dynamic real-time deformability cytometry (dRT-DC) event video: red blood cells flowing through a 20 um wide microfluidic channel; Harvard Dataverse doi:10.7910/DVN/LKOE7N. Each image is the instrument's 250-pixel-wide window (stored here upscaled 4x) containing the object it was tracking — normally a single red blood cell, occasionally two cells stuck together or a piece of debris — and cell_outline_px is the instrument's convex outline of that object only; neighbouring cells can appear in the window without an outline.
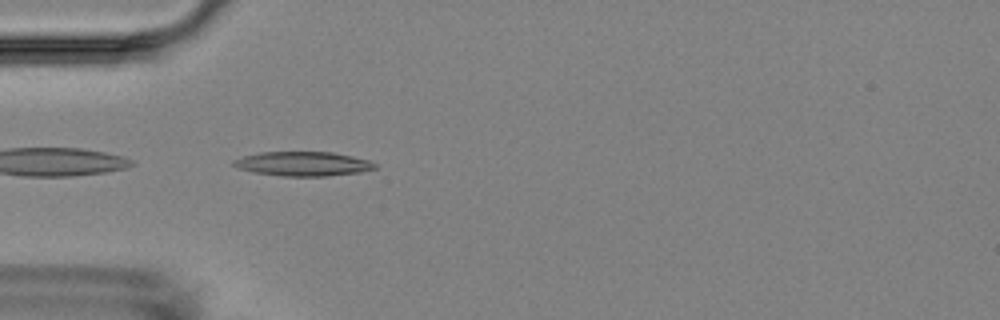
{"species": "Egyptian fruit bat (a non-hibernating species)", "species_latin": "Rousettus aegyptiacus", "temperature_condition": "room temperature", "stored_images_in_passage": 1, "camera_frame_rate_fps": 3000, "um_per_image_px": 0.085, "animal": {"sex": "female"}, "frame": {"image": 1, "passage_image": 1, "time_ms": 0.0, "image_size_px": [1000, 320], "cell_outline_px": [[376, 168], [360, 172], [328, 176], [280, 176], [252, 172], [236, 168], [232, 164], [232, 160], [244, 156], [260, 152], [332, 152], [352, 156], [368, 160], [376, 164]], "centroid_in_image_um": [25.71, 13.93], "position_along_channel_um": 59.3, "area_um2": 20.11}}